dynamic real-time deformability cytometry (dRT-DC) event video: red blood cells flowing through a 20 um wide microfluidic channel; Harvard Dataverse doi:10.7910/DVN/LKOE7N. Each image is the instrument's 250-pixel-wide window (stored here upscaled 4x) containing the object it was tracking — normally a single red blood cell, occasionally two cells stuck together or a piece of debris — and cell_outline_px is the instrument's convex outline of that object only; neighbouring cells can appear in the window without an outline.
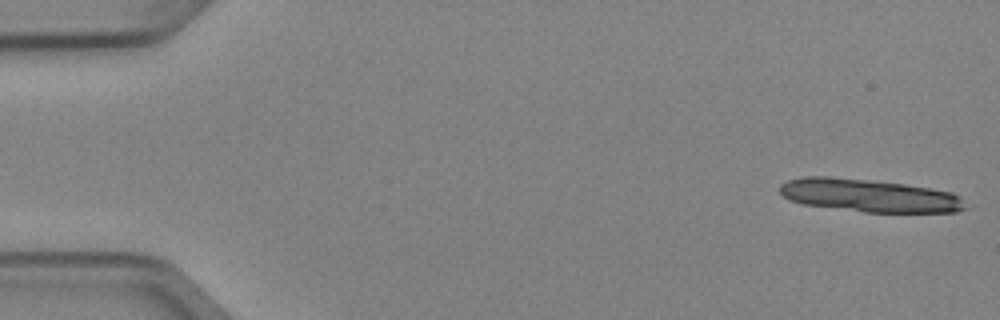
{"species": "Egyptian fruit bat (a non-hibernating species)", "species_latin": "Rousettus aegyptiacus", "temperature_condition": "cold", "stored_images_in_passage": 4, "camera_frame_rate_fps": 3000, "um_per_image_px": 0.085, "animal": {"sex": "female"}, "frame": {"image": 1, "passage_image": 1, "time_ms": 0.0, "image_size_px": [1000, 320], "cell_outline_px": [[968, 208], [956, 212], [864, 212], [804, 204], [788, 200], [780, 192], [780, 184], [788, 180], [804, 176], [832, 176], [904, 184], [952, 192], [960, 196]], "centroid_in_image_um": [73.87, 16.62], "position_along_channel_um": 11.1, "area_um2": 35.55}}